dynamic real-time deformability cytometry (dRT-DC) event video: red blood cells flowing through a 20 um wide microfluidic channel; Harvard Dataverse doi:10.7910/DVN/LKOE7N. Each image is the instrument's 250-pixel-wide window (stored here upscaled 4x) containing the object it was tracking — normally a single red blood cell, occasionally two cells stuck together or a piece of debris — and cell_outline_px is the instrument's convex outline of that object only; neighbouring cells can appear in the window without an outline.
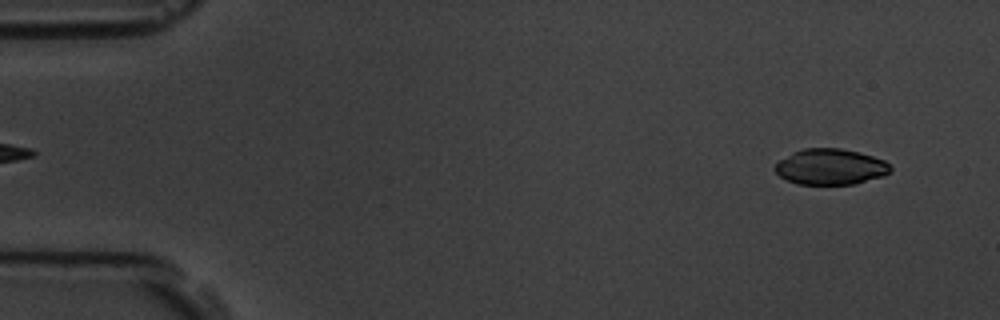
{"species": "common noctule bat (a hibernating species)", "species_latin": "Nyctalus noctula", "temperature_condition": "room temperature", "stored_images_in_passage": 4, "camera_frame_rate_fps": 3000, "um_per_image_px": 0.085, "animal": {"sex": "male", "body_mass_g": 19.5, "forearm_length_mm": 54.6}, "frame": {"image": 1, "passage_image": 1, "time_ms": 0.0, "image_size_px": [1000, 320], "cell_outline_px": [[892, 172], [884, 176], [856, 184], [800, 184], [788, 180], [780, 176], [772, 168], [780, 160], [792, 152], [804, 148], [840, 148], [860, 152], [884, 160], [892, 168]], "centroid_in_image_um": [70.62, 14.17], "position_along_channel_um": 14.4, "area_um2": 24.22}}
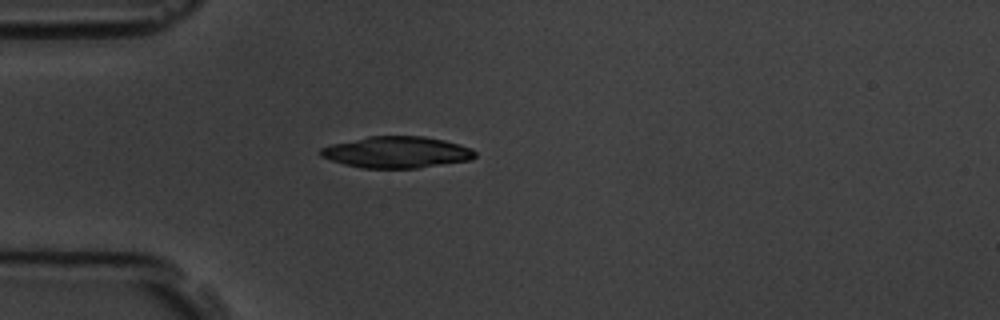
{"frame": {"image": 2, "passage_image": 4, "time_ms": 3.667, "image_size_px": [1000, 320], "cell_outline_px": [[476, 156], [472, 160], [416, 168], [364, 168], [344, 164], [320, 156], [320, 148], [332, 144], [368, 136], [424, 136], [444, 140], [460, 144], [472, 148], [476, 152]], "centroid_in_image_um": [33.76, 12.93], "position_along_channel_um": 51.2, "area_um2": 28.32}}